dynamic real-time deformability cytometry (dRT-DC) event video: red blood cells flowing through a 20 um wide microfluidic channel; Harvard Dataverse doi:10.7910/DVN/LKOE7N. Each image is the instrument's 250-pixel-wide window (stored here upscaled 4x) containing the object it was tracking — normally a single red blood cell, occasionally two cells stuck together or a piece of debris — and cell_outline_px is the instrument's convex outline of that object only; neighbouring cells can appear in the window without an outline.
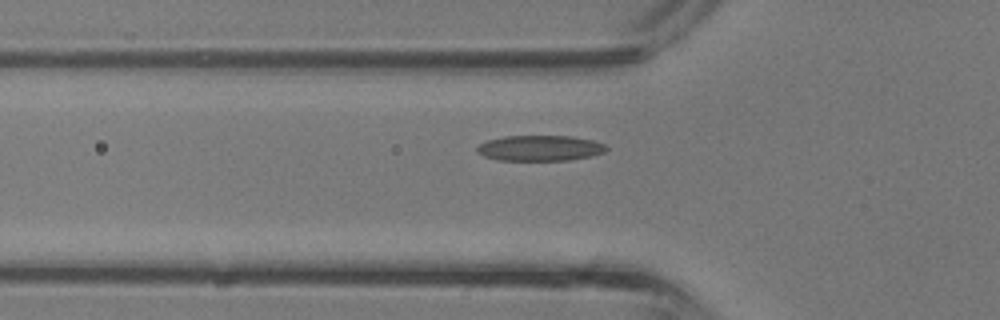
{"species": "common noctule bat (a hibernating species)", "species_latin": "Nyctalus noctula", "temperature_condition": "room temperature", "stored_images_in_passage": 34, "camera_frame_rate_fps": 3000, "um_per_image_px": 0.085, "animal": {"sex": "male", "body_mass_g": 13.3}, "frame": {"image": 1, "passage_image": 13, "time_ms": 4.0, "image_size_px": [1000, 320], "cell_outline_px": [[608, 148], [604, 152], [592, 156], [568, 160], [500, 160], [484, 156], [476, 152], [476, 148], [480, 144], [488, 140], [504, 136], [572, 136], [592, 140], [604, 144]], "centroid_in_image_um": [45.9, 12.59], "position_along_channel_um": 79.9, "area_um2": 19.19}}
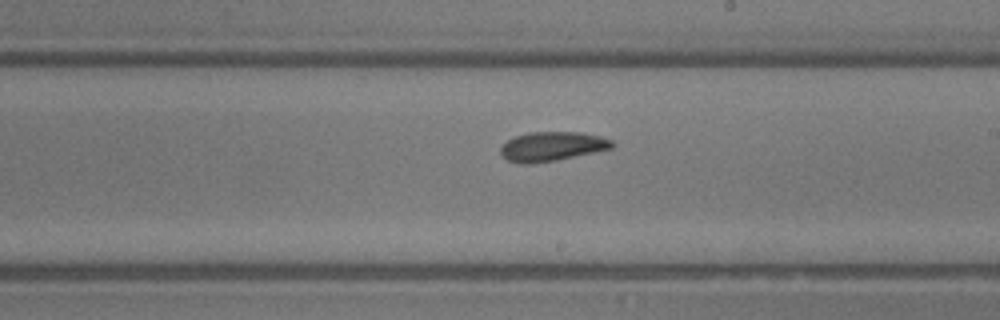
{"frame": {"image": 2, "passage_image": 22, "time_ms": 7.0, "image_size_px": [1000, 320], "cell_outline_px": [[616, 144], [612, 148], [596, 152], [556, 160], [528, 164], [520, 164], [508, 160], [500, 152], [500, 148], [508, 140], [516, 136], [528, 132], [580, 132], [600, 136], [612, 140]], "centroid_in_image_um": [46.95, 12.44], "position_along_channel_um": 242.0, "area_um2": 19.02}}
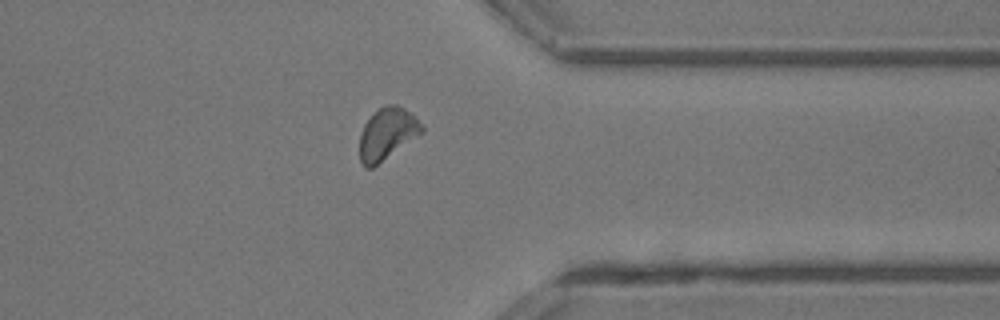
{"frame": {"image": 3, "passage_image": 30, "time_ms": 9.667, "image_size_px": [1000, 320], "cell_outline_px": [[424, 132], [372, 168], [364, 168], [360, 160], [360, 132], [364, 124], [380, 108], [388, 104], [396, 104], [404, 108], [416, 116], [424, 124]], "centroid_in_image_um": [32.94, 11.37], "position_along_channel_um": 378.5, "area_um2": 18.79}}